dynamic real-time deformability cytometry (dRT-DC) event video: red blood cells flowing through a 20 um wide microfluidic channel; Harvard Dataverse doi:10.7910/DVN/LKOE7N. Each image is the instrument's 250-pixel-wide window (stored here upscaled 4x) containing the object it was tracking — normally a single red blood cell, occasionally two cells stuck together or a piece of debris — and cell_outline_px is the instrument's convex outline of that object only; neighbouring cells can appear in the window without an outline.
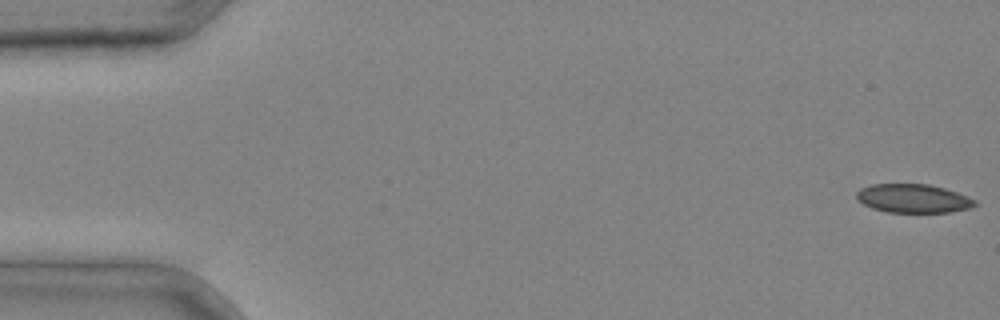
{"species": "common noctule bat (a hibernating species)", "species_latin": "Nyctalus noctula", "temperature_condition": "cold", "stored_images_in_passage": 5, "camera_frame_rate_fps": 3000, "um_per_image_px": 0.085, "animal": {"sex": "male", "body_mass_g": 20.4}, "frame": {"image": 1, "passage_image": 1, "time_ms": 0.0, "image_size_px": [1000, 320], "cell_outline_px": [[980, 204], [972, 208], [952, 212], [888, 212], [872, 208], [856, 200], [856, 192], [860, 188], [872, 184], [928, 184], [944, 188], [956, 192], [976, 200]], "centroid_in_image_um": [77.64, 16.87], "position_along_channel_um": 7.4, "area_um2": 19.94}}
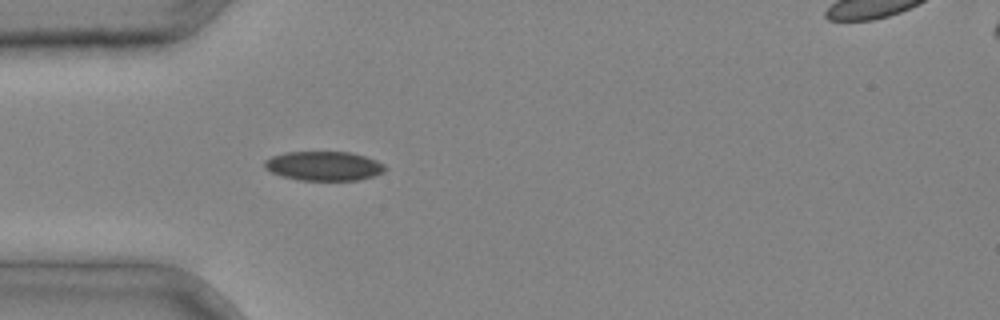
{"frame": {"image": 2, "passage_image": 4, "time_ms": 1.0, "image_size_px": [1000, 320], "cell_outline_px": [[388, 168], [384, 172], [372, 176], [356, 180], [300, 180], [284, 176], [272, 172], [264, 168], [264, 160], [272, 156], [284, 152], [352, 152], [376, 160], [384, 164]], "centroid_in_image_um": [27.53, 14.1], "position_along_channel_um": 57.5, "area_um2": 20.52}}